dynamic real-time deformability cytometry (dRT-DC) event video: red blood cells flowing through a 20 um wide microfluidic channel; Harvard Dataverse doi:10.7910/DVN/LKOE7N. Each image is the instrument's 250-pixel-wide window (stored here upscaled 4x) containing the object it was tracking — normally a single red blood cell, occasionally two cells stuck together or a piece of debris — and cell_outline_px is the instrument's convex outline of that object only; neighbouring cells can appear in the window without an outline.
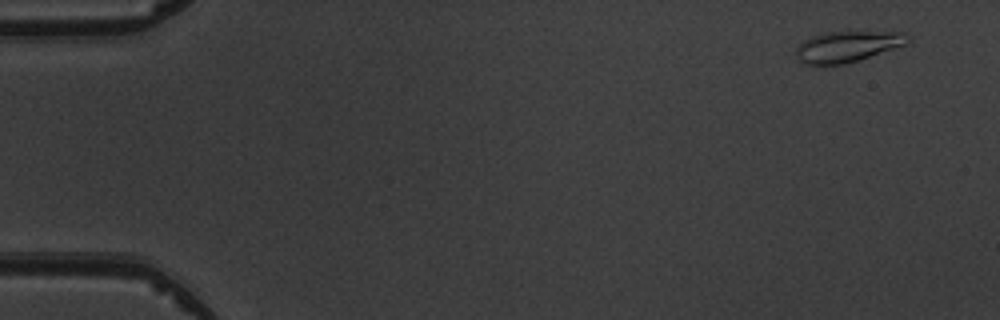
{"species": "common noctule bat (a hibernating species)", "species_latin": "Nyctalus noctula", "temperature_condition": "warm", "stored_images_in_passage": 7, "camera_frame_rate_fps": 3000, "um_per_image_px": 0.085, "animal": {"sex": "male", "body_mass_g": 19.5, "forearm_length_mm": 54.6}, "frame": {"image": 1, "passage_image": 1, "time_ms": 0.0, "image_size_px": [1000, 320], "cell_outline_px": [[912, 36], [904, 44], [860, 60], [844, 64], [800, 64], [796, 56], [796, 48], [804, 40], [812, 36], [824, 32], [848, 28], [908, 32]], "centroid_in_image_um": [72.07, 3.87], "position_along_channel_um": 12.9, "area_um2": 21.21}}
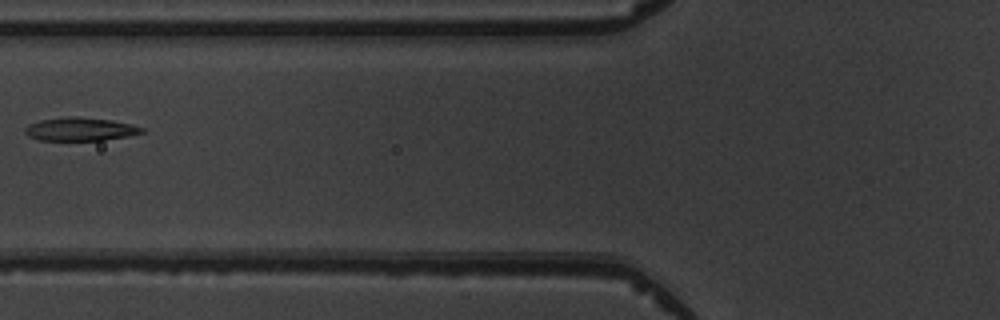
{"frame": {"image": 2, "passage_image": 6, "time_ms": 6.0, "image_size_px": [1000, 320], "cell_outline_px": [[144, 132], [128, 136], [104, 140], [40, 140], [28, 136], [24, 132], [24, 128], [28, 124], [40, 120], [68, 116], [76, 116], [112, 120], [132, 124], [144, 128]], "centroid_in_image_um": [6.81, 10.97], "position_along_channel_um": 119.0, "area_um2": 15.95}}
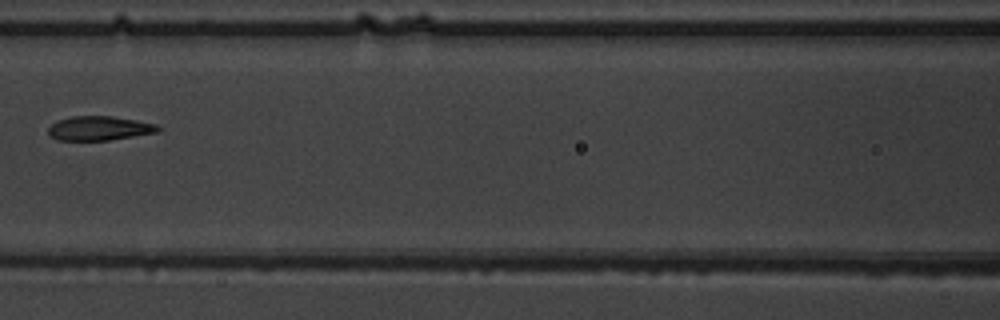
{"frame": {"image": 3, "passage_image": 7, "time_ms": 7.0, "image_size_px": [1000, 320], "cell_outline_px": [[160, 132], [108, 140], [56, 140], [48, 136], [48, 128], [56, 120], [72, 116], [112, 116], [136, 120], [156, 124], [160, 128]], "centroid_in_image_um": [8.41, 10.9], "position_along_channel_um": 158.2, "area_um2": 15.61}}